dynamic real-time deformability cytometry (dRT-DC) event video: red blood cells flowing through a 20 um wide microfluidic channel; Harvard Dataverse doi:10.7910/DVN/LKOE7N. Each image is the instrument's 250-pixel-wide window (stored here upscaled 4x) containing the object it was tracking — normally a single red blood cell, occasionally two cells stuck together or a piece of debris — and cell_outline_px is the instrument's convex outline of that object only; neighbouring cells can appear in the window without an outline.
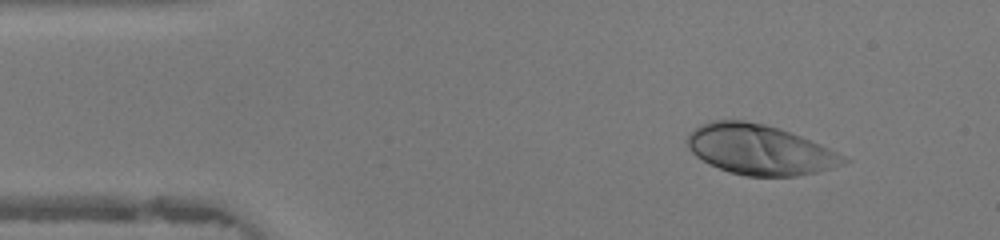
{"species": "human", "species_latin": "Homo sapiens", "temperature_condition": "warm", "stored_images_in_passage": 46, "camera_frame_rate_fps": 3000, "um_per_image_px": 0.085, "donor": {"sex": "female"}, "frame": {"image": 1, "passage_image": 5, "time_ms": 1.333, "image_size_px": [1000, 240], "cell_outline_px": [[852, 160], [844, 164], [832, 168], [816, 172], [796, 176], [744, 176], [728, 172], [708, 164], [696, 156], [688, 148], [688, 132], [692, 128], [708, 120], [744, 120], [764, 124], [800, 136], [820, 144]], "centroid_in_image_um": [64.53, 12.72], "position_along_channel_um": 20.5, "area_um2": 45.6}}
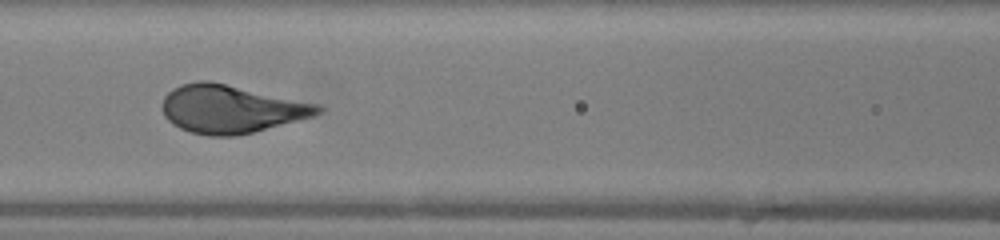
{"frame": {"image": 2, "passage_image": 19, "time_ms": 6.0, "image_size_px": [1000, 240], "cell_outline_px": [[324, 112], [312, 116], [252, 132], [236, 136], [208, 136], [192, 132], [180, 128], [172, 124], [164, 116], [164, 96], [172, 88], [180, 84], [196, 80], [208, 80], [320, 104], [324, 108]], "centroid_in_image_um": [19.63, 9.25], "position_along_channel_um": 147.0, "area_um2": 43.41}}
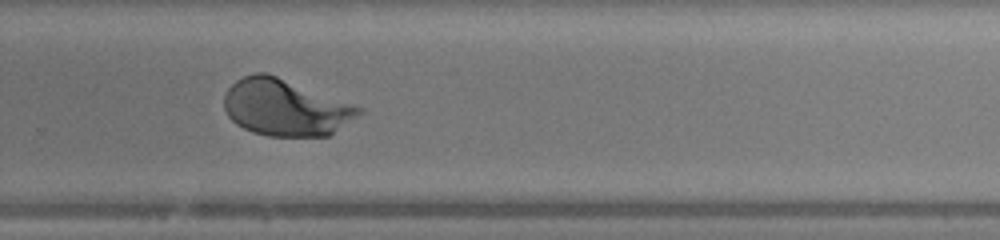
{"frame": {"image": 3, "passage_image": 30, "time_ms": 9.667, "image_size_px": [1000, 240], "cell_outline_px": [[364, 108], [356, 116], [328, 136], [268, 136], [252, 132], [236, 124], [228, 116], [224, 108], [224, 96], [228, 88], [236, 80], [244, 76], [256, 72], [268, 72]], "centroid_in_image_um": [24.22, 9.12], "position_along_channel_um": 305.6, "area_um2": 44.27}}